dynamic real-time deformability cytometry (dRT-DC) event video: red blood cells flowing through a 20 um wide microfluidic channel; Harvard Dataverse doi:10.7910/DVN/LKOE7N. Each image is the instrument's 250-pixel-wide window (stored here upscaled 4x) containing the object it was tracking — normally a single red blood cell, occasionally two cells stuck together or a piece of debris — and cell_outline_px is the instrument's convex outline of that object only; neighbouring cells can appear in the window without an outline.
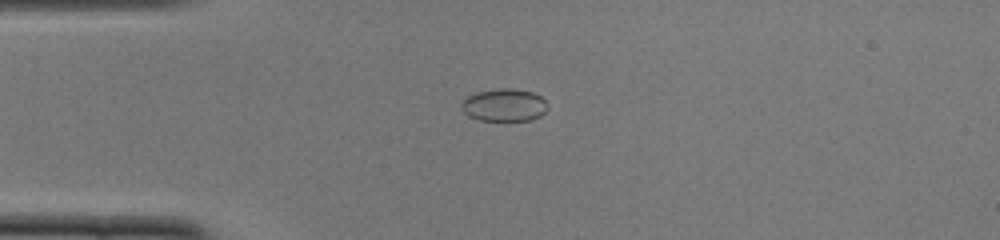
{"species": "common noctule bat (a hibernating species)", "species_latin": "Nyctalus noctula", "temperature_condition": "cold", "stored_images_in_passage": 42, "camera_frame_rate_fps": 3000, "um_per_image_px": 0.085, "animal": {"sex": "female", "body_mass_g": 22.0, "forearm_length_mm": 56.7}, "frame": {"image": 1, "passage_image": 3, "time_ms": 0.667, "image_size_px": [1000, 240], "cell_outline_px": [[548, 108], [540, 116], [532, 120], [480, 120], [468, 116], [460, 108], [460, 104], [468, 96], [476, 92], [500, 88], [512, 88], [532, 92], [540, 96], [548, 104]], "centroid_in_image_um": [42.85, 8.93], "position_along_channel_um": 42.1, "area_um2": 16.42}}
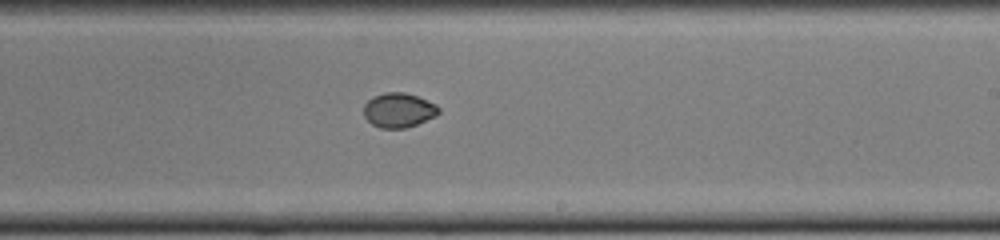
{"frame": {"image": 2, "passage_image": 21, "time_ms": 6.667, "image_size_px": [1000, 240], "cell_outline_px": [[440, 112], [436, 116], [416, 124], [404, 128], [380, 128], [372, 124], [364, 116], [364, 104], [372, 96], [384, 92], [404, 92], [416, 96], [436, 104], [440, 108]], "centroid_in_image_um": [33.88, 9.36], "position_along_channel_um": 255.1, "area_um2": 15.09}}
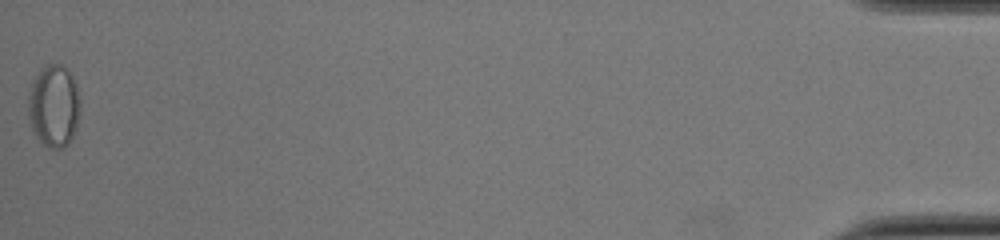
{"frame": {"image": 3, "passage_image": 42, "time_ms": 13.667, "image_size_px": [1000, 240], "cell_outline_px": [[80, 116], [76, 128], [68, 144], [64, 148], [48, 148], [36, 136], [32, 128], [28, 116], [28, 96], [32, 80], [40, 68], [44, 64], [64, 64], [68, 68], [76, 84], [80, 100]], "centroid_in_image_um": [4.58, 8.97], "position_along_channel_um": 430.6, "area_um2": 25.43}, "authors_computed_cell_mechanics": {"area_um2": 15.8372, "velocity_mm_per_s": 3.8861, "shape_relaxation_time_tau1_ms": 7.4955, "shape_relaxation_time_tau2_ms": null, "deformation_change_tau1": 0.1083, "deformation_change_tau2": null}}